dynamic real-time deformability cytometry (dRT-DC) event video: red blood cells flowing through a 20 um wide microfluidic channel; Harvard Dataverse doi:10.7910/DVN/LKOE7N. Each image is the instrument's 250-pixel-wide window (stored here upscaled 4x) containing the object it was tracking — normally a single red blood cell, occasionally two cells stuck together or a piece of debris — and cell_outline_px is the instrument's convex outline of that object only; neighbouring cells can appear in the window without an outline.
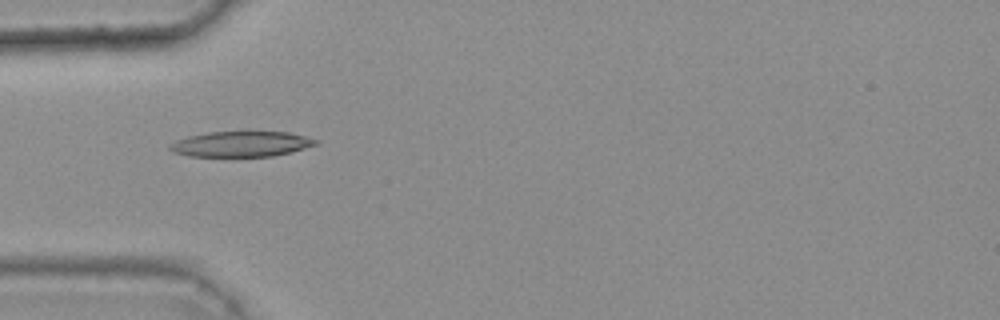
{"species": "common noctule bat (a hibernating species)", "species_latin": "Nyctalus noctula", "temperature_condition": "warm", "stored_images_in_passage": 39, "camera_frame_rate_fps": 3000, "um_per_image_px": 0.085, "animal": {"sex": "female", "body_mass_g": 25.1}, "frame": {"image": 1, "passage_image": 8, "time_ms": 2.333, "image_size_px": [1000, 320], "cell_outline_px": [[320, 144], [272, 156], [188, 156], [176, 152], [168, 148], [168, 144], [176, 140], [188, 136], [208, 132], [244, 128], [288, 132], [304, 136], [316, 140]], "centroid_in_image_um": [20.49, 12.18], "position_along_channel_um": 64.5, "area_um2": 22.48}}
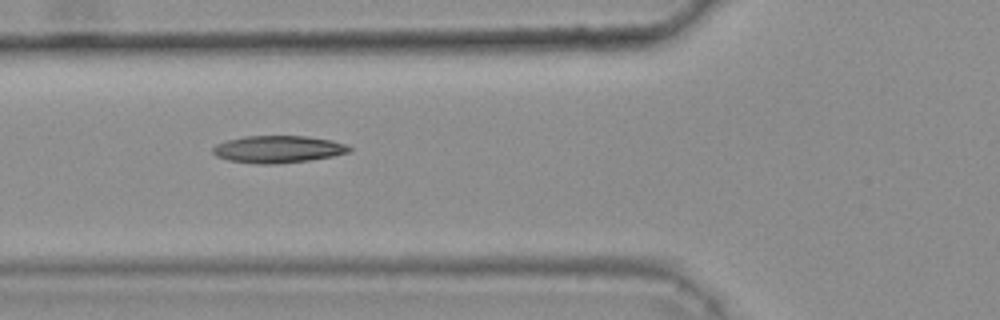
{"frame": {"image": 2, "passage_image": 11, "time_ms": 3.333, "image_size_px": [1000, 320], "cell_outline_px": [[352, 148], [348, 152], [332, 156], [308, 160], [272, 164], [256, 164], [228, 160], [216, 156], [212, 152], [212, 148], [216, 144], [228, 140], [244, 136], [308, 136], [332, 140], [348, 144]], "centroid_in_image_um": [23.63, 12.68], "position_along_channel_um": 102.2, "area_um2": 21.62}}
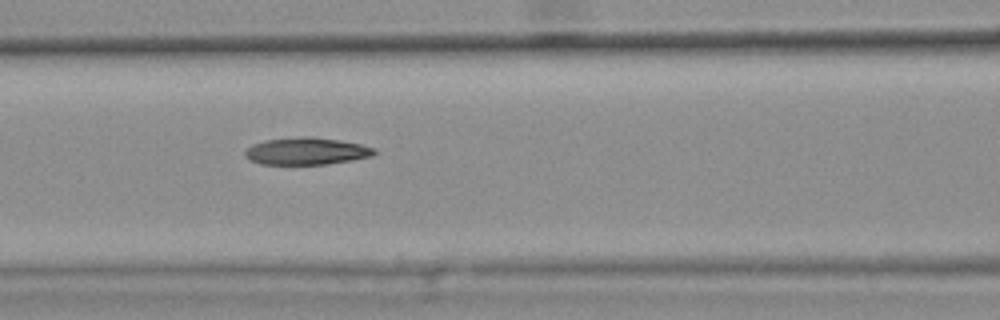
{"frame": {"image": 3, "passage_image": 14, "time_ms": 4.333, "image_size_px": [1000, 320], "cell_outline_px": [[376, 152], [372, 156], [352, 160], [324, 164], [260, 164], [244, 156], [244, 152], [252, 144], [264, 140], [304, 136], [312, 136], [340, 140], [360, 144], [376, 148]], "centroid_in_image_um": [26.05, 12.84], "position_along_channel_um": 140.5, "area_um2": 20.46}, "authors_computed_cell_mechanics": {"area_um2": 20.7502, "velocity_mm_per_s": 3.8166, "shape_relaxation_time_tau1_ms": null, "shape_relaxation_time_tau2_ms": 4.2558, "deformation_change_tau1": null, "deformation_change_tau2": 0.1273}}